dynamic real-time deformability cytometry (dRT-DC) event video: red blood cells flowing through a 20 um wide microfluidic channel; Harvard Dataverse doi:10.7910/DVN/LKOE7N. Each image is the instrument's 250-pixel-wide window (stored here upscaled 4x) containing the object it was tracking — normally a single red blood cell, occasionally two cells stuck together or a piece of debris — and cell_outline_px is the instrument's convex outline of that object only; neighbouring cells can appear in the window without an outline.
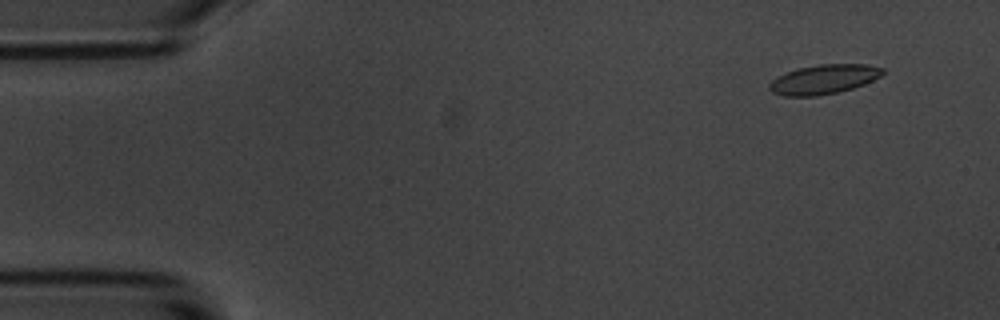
{"species": "common noctule bat (a hibernating species)", "species_latin": "Nyctalus noctula", "temperature_condition": "room temperature", "stored_images_in_passage": 6, "camera_frame_rate_fps": 3000, "um_per_image_px": 0.085, "animal": {"sex": "male", "body_mass_g": 20.1, "forearm_length_mm": 53.5}, "frame": {"image": 1, "passage_image": 2, "time_ms": 1.333, "image_size_px": [1000, 320], "cell_outline_px": [[884, 72], [880, 76], [864, 84], [852, 88], [836, 92], [816, 96], [784, 96], [772, 92], [768, 88], [768, 84], [776, 76], [800, 68], [820, 64], [868, 64], [884, 68]], "centroid_in_image_um": [70.01, 6.74], "position_along_channel_um": 15.0, "area_um2": 19.31}}
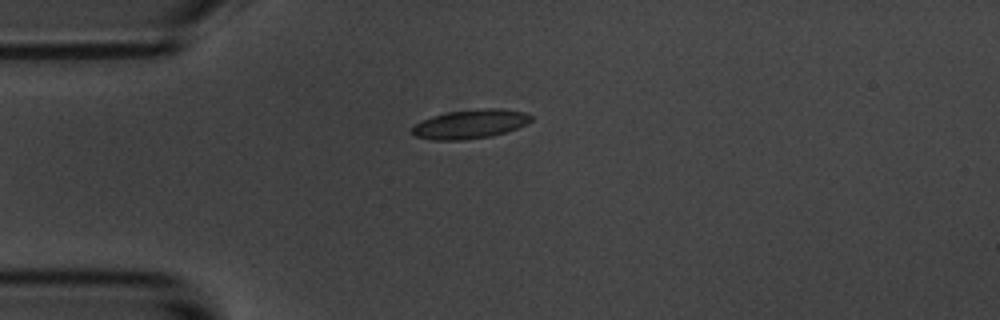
{"frame": {"image": 2, "passage_image": 5, "time_ms": 4.667, "image_size_px": [1000, 320], "cell_outline_px": [[532, 120], [516, 128], [492, 136], [464, 140], [432, 140], [416, 136], [412, 132], [412, 128], [416, 124], [432, 116], [448, 112], [484, 108], [500, 108], [524, 112], [532, 116]], "centroid_in_image_um": [39.97, 10.54], "position_along_channel_um": 45.0, "area_um2": 19.88}}